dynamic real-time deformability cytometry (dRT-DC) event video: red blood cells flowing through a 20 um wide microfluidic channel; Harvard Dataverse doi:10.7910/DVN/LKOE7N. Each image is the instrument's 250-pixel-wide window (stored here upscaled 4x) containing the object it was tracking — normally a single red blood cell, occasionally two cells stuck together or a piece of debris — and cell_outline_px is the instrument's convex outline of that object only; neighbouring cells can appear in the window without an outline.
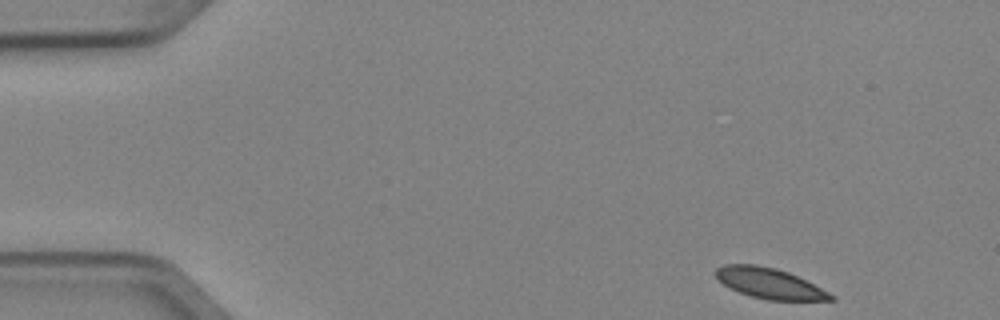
{"species": "Egyptian fruit bat (a non-hibernating species)", "species_latin": "Rousettus aegyptiacus", "temperature_condition": "cold", "stored_images_in_passage": 5, "segment_of_instrument_passage": [2, 2], "camera_frame_rate_fps": 3000, "um_per_image_px": 0.085, "animal": {"sex": "female"}, "frame": {"image": 1, "passage_image": 5, "time_ms": 1.333, "image_size_px": [1000, 320], "cell_outline_px": [[836, 300], [768, 300], [752, 296], [728, 288], [716, 280], [712, 272], [716, 268], [724, 264], [756, 264], [776, 268], [788, 272], [836, 296]], "centroid_in_image_um": [65.31, 24.07], "position_along_channel_um": 19.7, "area_um2": 20.52}}